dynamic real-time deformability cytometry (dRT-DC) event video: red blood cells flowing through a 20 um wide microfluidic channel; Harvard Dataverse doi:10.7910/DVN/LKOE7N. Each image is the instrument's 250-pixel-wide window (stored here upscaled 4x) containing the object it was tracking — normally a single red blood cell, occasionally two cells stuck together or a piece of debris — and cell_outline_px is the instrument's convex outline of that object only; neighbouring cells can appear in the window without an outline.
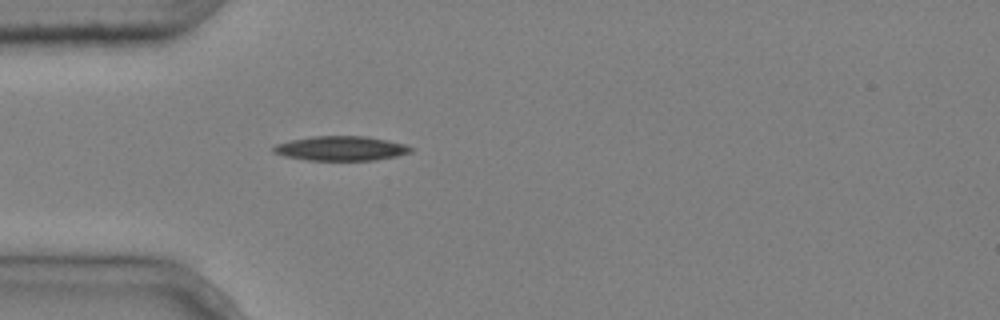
{"species": "common noctule bat (a hibernating species)", "species_latin": "Nyctalus noctula", "temperature_condition": "cold", "stored_images_in_passage": 3, "camera_frame_rate_fps": 3000, "um_per_image_px": 0.085, "animal": {"sex": "male", "body_mass_g": 20.4}, "frame": {"image": 1, "passage_image": 3, "time_ms": 0.667, "image_size_px": [1000, 320], "cell_outline_px": [[416, 148], [412, 152], [396, 156], [376, 160], [308, 160], [284, 156], [272, 152], [272, 148], [276, 144], [292, 140], [312, 136], [368, 136], [388, 140], [404, 144]], "centroid_in_image_um": [29.01, 12.61], "position_along_channel_um": 56.0, "area_um2": 19.71}}